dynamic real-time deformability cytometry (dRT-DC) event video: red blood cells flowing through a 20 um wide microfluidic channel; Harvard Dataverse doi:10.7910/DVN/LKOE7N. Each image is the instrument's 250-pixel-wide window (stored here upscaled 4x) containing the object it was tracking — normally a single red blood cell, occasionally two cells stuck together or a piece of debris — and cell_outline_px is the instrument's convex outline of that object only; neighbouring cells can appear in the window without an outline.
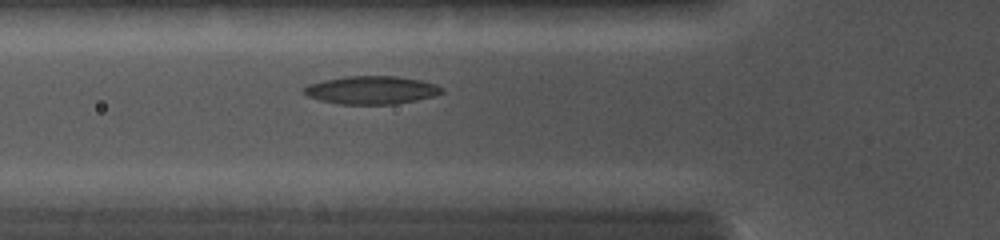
{"species": "common noctule bat (a hibernating species)", "species_latin": "Nyctalus noctula", "temperature_condition": "cold", "stored_images_in_passage": 3, "camera_frame_rate_fps": 5000, "um_per_image_px": 0.085, "animal": {"sex": "female", "body_mass_g": 19.0, "forearm_length_mm": 56.7}, "frame": {"image": 1, "passage_image": 3, "time_ms": 2.2, "image_size_px": [1000, 240], "cell_outline_px": [[444, 92], [436, 96], [416, 100], [392, 104], [340, 104], [320, 100], [308, 96], [300, 92], [308, 84], [324, 80], [344, 76], [396, 76], [420, 80], [436, 84], [444, 88]], "centroid_in_image_um": [31.58, 7.65], "position_along_channel_um": 94.2, "area_um2": 22.66}}